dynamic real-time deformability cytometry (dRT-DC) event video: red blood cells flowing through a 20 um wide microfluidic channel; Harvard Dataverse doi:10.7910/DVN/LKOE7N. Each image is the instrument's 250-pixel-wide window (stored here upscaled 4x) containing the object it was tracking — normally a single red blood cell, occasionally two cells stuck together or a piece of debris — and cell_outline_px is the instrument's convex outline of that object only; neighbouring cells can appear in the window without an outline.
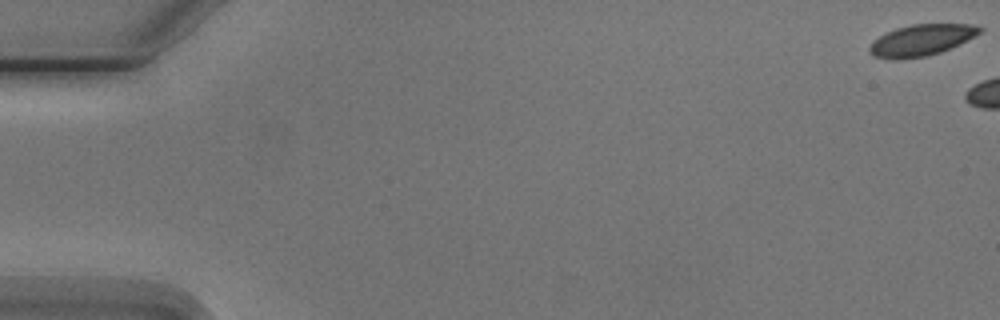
{"species": "Egyptian fruit bat (a non-hibernating species)", "species_latin": "Rousettus aegyptiacus", "temperature_condition": "cold", "stored_images_in_passage": 2, "camera_frame_rate_fps": 3000, "um_per_image_px": 0.085, "animal": {"sex": "male"}, "frame": {"image": 1, "passage_image": 1, "time_ms": 0.0, "image_size_px": [1000, 320], "cell_outline_px": [[984, 28], [980, 32], [952, 48], [928, 56], [900, 60], [892, 60], [872, 56], [868, 52], [868, 48], [872, 40], [896, 28], [912, 24], [972, 24]], "centroid_in_image_um": [78.26, 3.43], "position_along_channel_um": 6.7, "area_um2": 20.29}}